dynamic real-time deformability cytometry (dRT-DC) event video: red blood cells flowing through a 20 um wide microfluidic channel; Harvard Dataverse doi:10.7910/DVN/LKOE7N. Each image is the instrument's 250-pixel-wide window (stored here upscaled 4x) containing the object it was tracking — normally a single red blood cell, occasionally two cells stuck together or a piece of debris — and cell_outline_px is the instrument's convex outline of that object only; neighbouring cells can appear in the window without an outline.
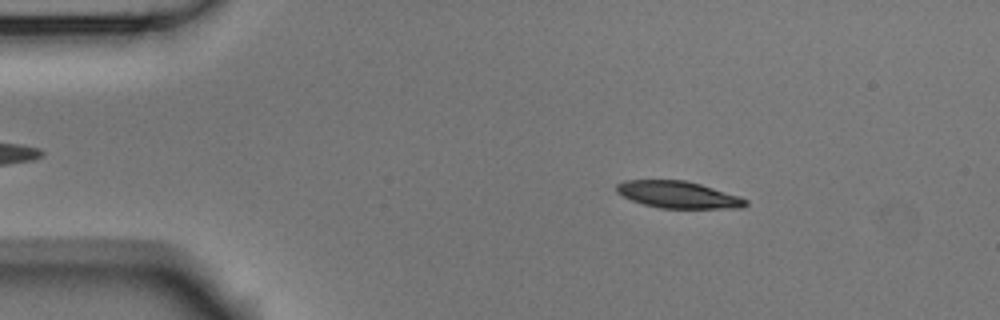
{"species": "Egyptian fruit bat (a non-hibernating species)", "species_latin": "Rousettus aegyptiacus", "temperature_condition": "room temperature", "stored_images_in_passage": 4, "camera_frame_rate_fps": 3000, "um_per_image_px": 0.085, "animal": {"sex": "male"}, "frame": {"image": 1, "passage_image": 2, "time_ms": 0.333, "image_size_px": [1000, 320], "cell_outline_px": [[748, 204], [744, 208], [660, 208], [644, 204], [620, 196], [616, 192], [616, 184], [624, 180], [684, 180], [700, 184], [740, 196], [748, 200]], "centroid_in_image_um": [57.64, 16.55], "position_along_channel_um": 27.4, "area_um2": 20.35}}
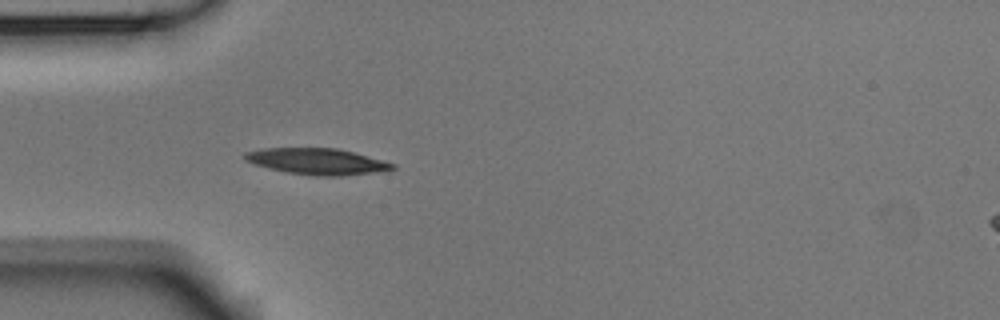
{"frame": {"image": 2, "passage_image": 4, "time_ms": 1.0, "image_size_px": [1000, 320], "cell_outline_px": [[396, 168], [388, 172], [340, 176], [316, 176], [284, 172], [252, 164], [244, 160], [240, 156], [244, 152], [264, 148], [336, 148], [352, 152], [396, 164]], "centroid_in_image_um": [26.94, 13.74], "position_along_channel_um": 58.1, "area_um2": 23.0}}